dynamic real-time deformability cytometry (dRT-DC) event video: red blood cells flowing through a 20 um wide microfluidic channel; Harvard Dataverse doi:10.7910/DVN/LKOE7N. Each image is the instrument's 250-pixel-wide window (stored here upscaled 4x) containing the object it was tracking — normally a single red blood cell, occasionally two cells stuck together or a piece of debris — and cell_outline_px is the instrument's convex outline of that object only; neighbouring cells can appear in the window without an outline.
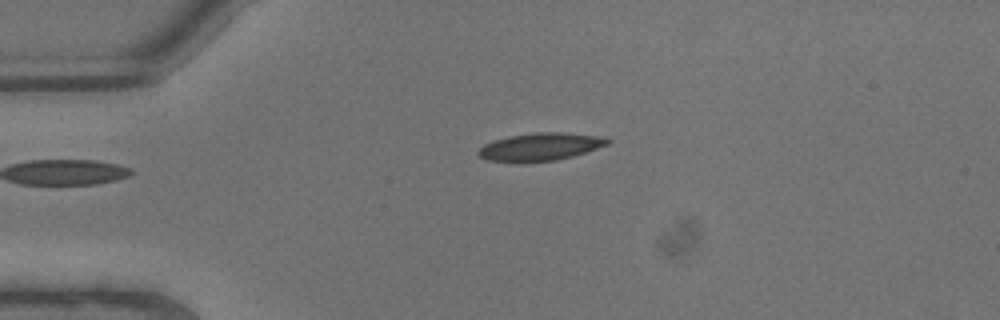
{"species": "common noctule bat (a hibernating species)", "species_latin": "Nyctalus noctula", "temperature_condition": "warm", "stored_images_in_passage": 4, "camera_frame_rate_fps": 3000, "um_per_image_px": 0.085, "animal": {"sex": "male", "body_mass_g": 13.3}, "frame": {"image": 1, "passage_image": 4, "time_ms": 1.0, "image_size_px": [1000, 320], "cell_outline_px": [[612, 140], [608, 144], [572, 156], [556, 160], [516, 164], [512, 164], [488, 160], [480, 156], [476, 152], [484, 144], [496, 140], [512, 136], [536, 132], [560, 132], [596, 136]], "centroid_in_image_um": [45.85, 12.51], "position_along_channel_um": 39.1, "area_um2": 20.87}}